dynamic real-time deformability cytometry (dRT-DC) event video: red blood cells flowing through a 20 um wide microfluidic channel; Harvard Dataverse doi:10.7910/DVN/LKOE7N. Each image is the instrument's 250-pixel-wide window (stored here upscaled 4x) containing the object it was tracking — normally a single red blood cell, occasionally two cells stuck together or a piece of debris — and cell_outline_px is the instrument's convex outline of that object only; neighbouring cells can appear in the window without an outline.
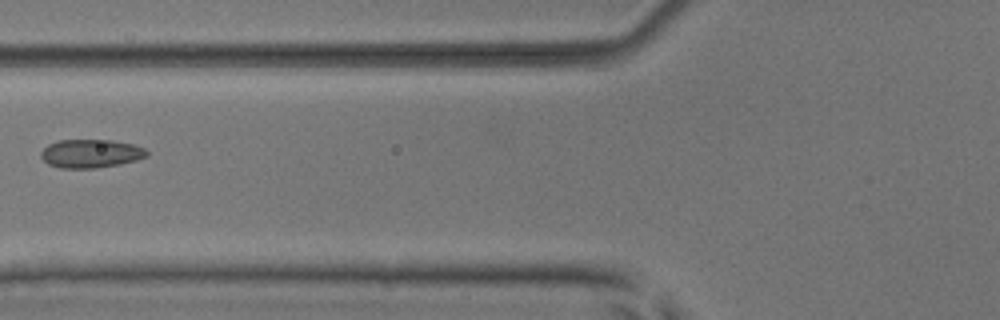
{"species": "common noctule bat (a hibernating species)", "species_latin": "Nyctalus noctula", "temperature_condition": "room temperature", "stored_images_in_passage": 3, "camera_frame_rate_fps": 3000, "um_per_image_px": 0.085, "animal": {"sex": "male", "body_mass_g": 17.9, "forearm_length_mm": 54.2}, "frame": {"image": 1, "passage_image": 2, "time_ms": 1.333, "image_size_px": [1000, 320], "cell_outline_px": [[148, 156], [136, 160], [120, 164], [96, 168], [60, 168], [48, 164], [40, 156], [40, 152], [48, 144], [60, 140], [112, 140], [136, 144], [144, 148], [148, 152]], "centroid_in_image_um": [7.73, 13.05], "position_along_channel_um": 118.1, "area_um2": 17.69}}
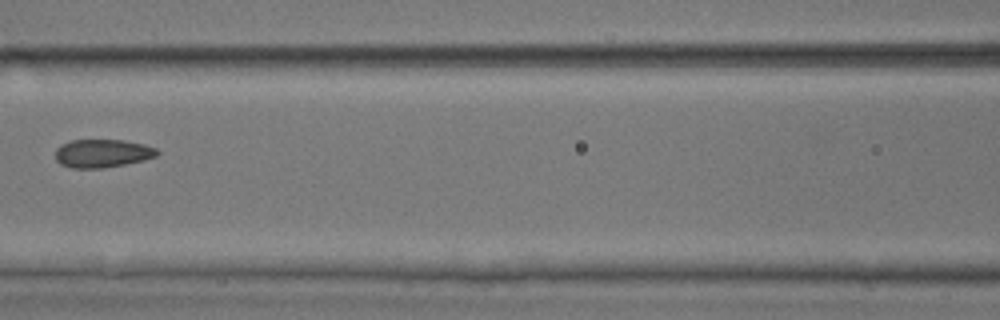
{"frame": {"image": 2, "passage_image": 3, "time_ms": 2.333, "image_size_px": [1000, 320], "cell_outline_px": [[160, 152], [156, 156], [144, 160], [104, 168], [72, 168], [60, 164], [56, 160], [56, 148], [60, 144], [72, 140], [124, 140], [144, 144], [156, 148]], "centroid_in_image_um": [8.7, 13.03], "position_along_channel_um": 157.9, "area_um2": 16.82}}